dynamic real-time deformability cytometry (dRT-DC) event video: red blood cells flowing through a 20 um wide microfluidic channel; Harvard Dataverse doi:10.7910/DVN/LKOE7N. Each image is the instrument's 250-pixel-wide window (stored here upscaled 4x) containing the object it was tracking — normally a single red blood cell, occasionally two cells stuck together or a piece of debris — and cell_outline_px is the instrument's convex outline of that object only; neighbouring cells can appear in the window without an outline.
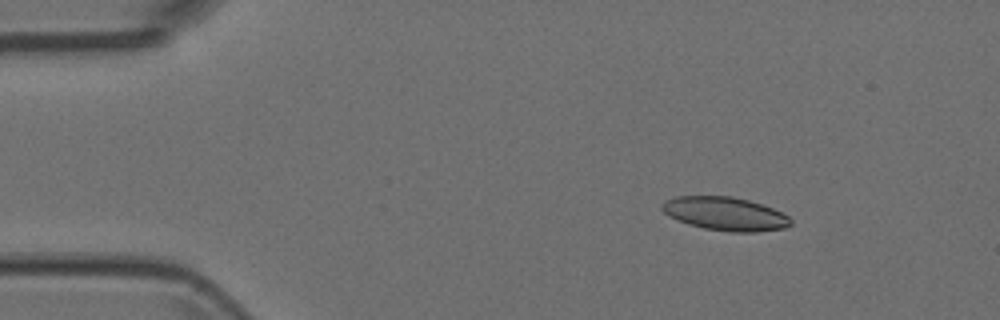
{"species": "Egyptian fruit bat (a non-hibernating species)", "species_latin": "Rousettus aegyptiacus", "temperature_condition": "room temperature", "stored_images_in_passage": 4, "camera_frame_rate_fps": 3000, "um_per_image_px": 0.085, "animal": {"sex": "female"}, "frame": {"image": 1, "passage_image": 2, "time_ms": 0.333, "image_size_px": [1000, 320], "cell_outline_px": [[792, 224], [784, 228], [756, 232], [728, 232], [704, 228], [688, 224], [668, 216], [660, 208], [660, 204], [664, 200], [676, 196], [732, 196], [748, 200], [772, 208], [788, 216], [792, 220]], "centroid_in_image_um": [61.6, 18.17], "position_along_channel_um": 23.4, "area_um2": 25.2}}